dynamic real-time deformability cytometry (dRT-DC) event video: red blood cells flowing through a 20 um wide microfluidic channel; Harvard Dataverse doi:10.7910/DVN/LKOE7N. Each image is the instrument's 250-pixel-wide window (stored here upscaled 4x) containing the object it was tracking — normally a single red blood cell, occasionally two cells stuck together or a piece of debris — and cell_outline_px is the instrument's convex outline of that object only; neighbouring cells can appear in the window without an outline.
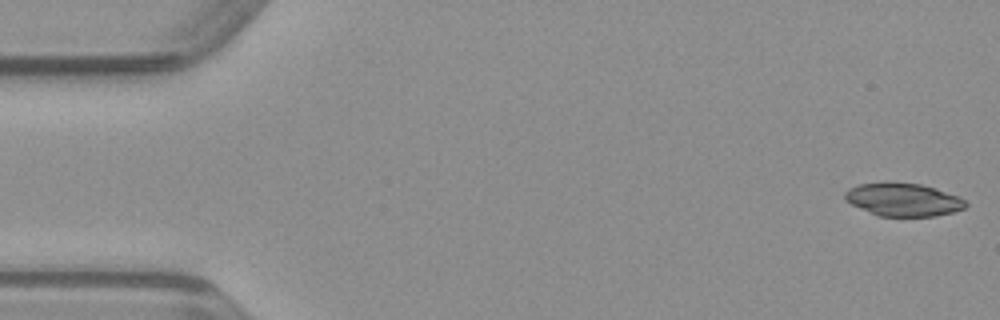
{"species": "common noctule bat (a hibernating species)", "species_latin": "Nyctalus noctula", "temperature_condition": "warm", "stored_images_in_passage": 49, "camera_frame_rate_fps": 3000, "um_per_image_px": 0.085, "animal": {"sex": "male", "body_mass_g": 23.1, "forearm_length_mm": 52.7}, "frame": {"image": 1, "passage_image": 1, "time_ms": 0.0, "image_size_px": [1000, 320], "cell_outline_px": [[968, 204], [964, 208], [952, 212], [936, 216], [876, 216], [844, 200], [844, 192], [848, 188], [860, 184], [920, 184], [936, 188], [960, 196]], "centroid_in_image_um": [76.79, 16.99], "position_along_channel_um": 8.2, "area_um2": 22.89}}
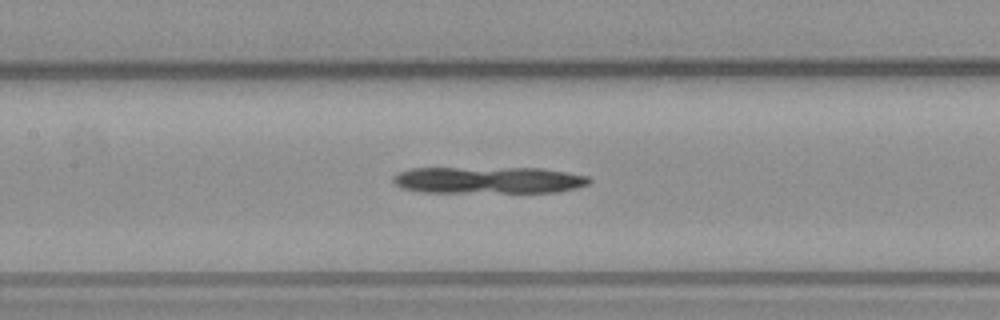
{"frame": {"image": 2, "passage_image": 22, "time_ms": 7.0, "image_size_px": [1000, 320], "cell_outline_px": [[592, 180], [588, 184], [576, 188], [556, 192], [420, 192], [400, 188], [392, 180], [392, 176], [396, 172], [412, 168], [540, 168], [588, 176]], "centroid_in_image_um": [41.46, 15.31], "position_along_channel_um": 165.9, "area_um2": 30.75}}
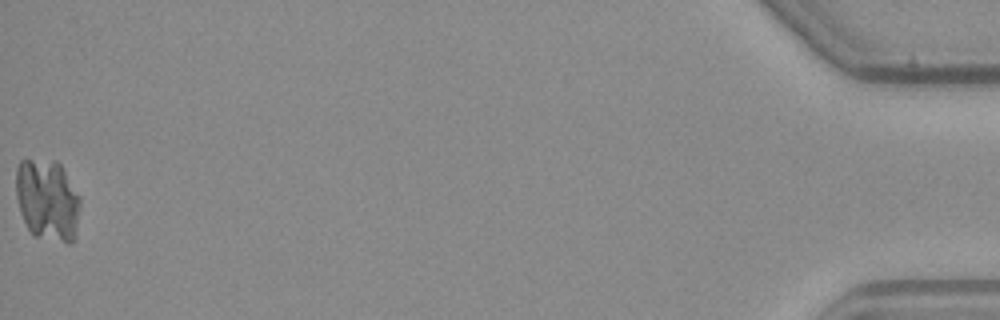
{"frame": {"image": 3, "passage_image": 49, "time_ms": 16.0, "image_size_px": [1000, 320], "cell_outline_px": [[80, 204], [72, 244], [68, 244], [32, 236], [20, 212], [16, 196], [16, 168], [20, 160], [56, 160], [60, 164], [80, 196]], "centroid_in_image_um": [4.02, 17.01], "position_along_channel_um": 431.2, "area_um2": 30.69}}